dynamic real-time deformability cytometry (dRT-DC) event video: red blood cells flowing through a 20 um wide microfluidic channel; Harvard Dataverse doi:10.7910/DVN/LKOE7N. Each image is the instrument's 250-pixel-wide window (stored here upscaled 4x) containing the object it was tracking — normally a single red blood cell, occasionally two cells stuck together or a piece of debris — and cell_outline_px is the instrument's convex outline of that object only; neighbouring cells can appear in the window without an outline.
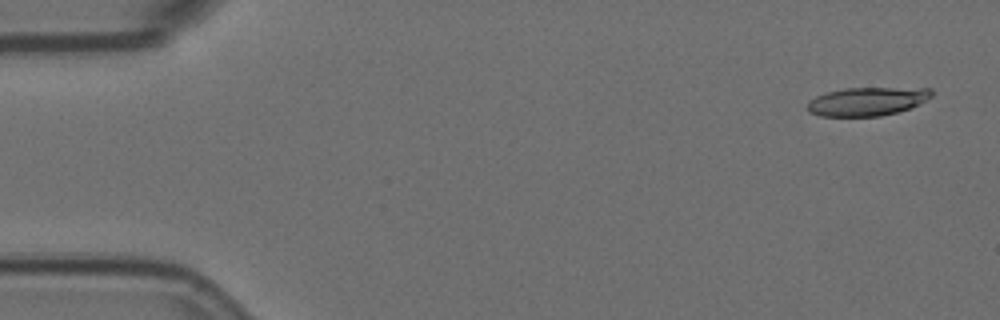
{"species": "Egyptian fruit bat (a non-hibernating species)", "species_latin": "Rousettus aegyptiacus", "temperature_condition": "room temperature", "stored_images_in_passage": 5, "camera_frame_rate_fps": 3000, "um_per_image_px": 0.085, "animal": {"sex": "female"}, "frame": {"image": 1, "passage_image": 1, "time_ms": 0.0, "image_size_px": [1000, 320], "cell_outline_px": [[936, 92], [932, 96], [912, 108], [880, 116], [820, 116], [808, 112], [808, 100], [816, 96], [828, 92], [844, 88], [932, 88]], "centroid_in_image_um": [73.74, 8.62], "position_along_channel_um": 11.3, "area_um2": 20.75}}